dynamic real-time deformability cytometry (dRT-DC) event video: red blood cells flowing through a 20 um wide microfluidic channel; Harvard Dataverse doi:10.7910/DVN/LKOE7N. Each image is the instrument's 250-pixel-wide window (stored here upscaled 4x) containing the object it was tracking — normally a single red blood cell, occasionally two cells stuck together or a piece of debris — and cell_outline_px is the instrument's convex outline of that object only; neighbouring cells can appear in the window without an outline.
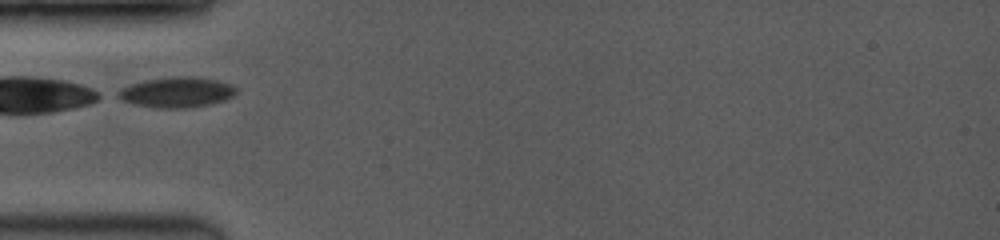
{"species": "common noctule bat (a hibernating species)", "species_latin": "Nyctalus noctula", "temperature_condition": "room temperature", "stored_images_in_passage": 14, "camera_frame_rate_fps": 3500, "um_per_image_px": 0.085, "animal": {"sex": "female", "body_mass_g": 19.0, "forearm_length_mm": 53.3}, "frame": {"image": 1, "passage_image": 1, "time_ms": 0.0, "image_size_px": [1000, 240], "cell_outline_px": [[236, 92], [232, 96], [224, 100], [212, 104], [184, 108], [156, 108], [132, 104], [120, 100], [112, 96], [116, 92], [132, 84], [144, 80], [172, 76], [196, 76], [216, 80], [232, 84], [236, 88]], "centroid_in_image_um": [14.98, 7.84], "position_along_channel_um": 70.0, "area_um2": 21.21}}